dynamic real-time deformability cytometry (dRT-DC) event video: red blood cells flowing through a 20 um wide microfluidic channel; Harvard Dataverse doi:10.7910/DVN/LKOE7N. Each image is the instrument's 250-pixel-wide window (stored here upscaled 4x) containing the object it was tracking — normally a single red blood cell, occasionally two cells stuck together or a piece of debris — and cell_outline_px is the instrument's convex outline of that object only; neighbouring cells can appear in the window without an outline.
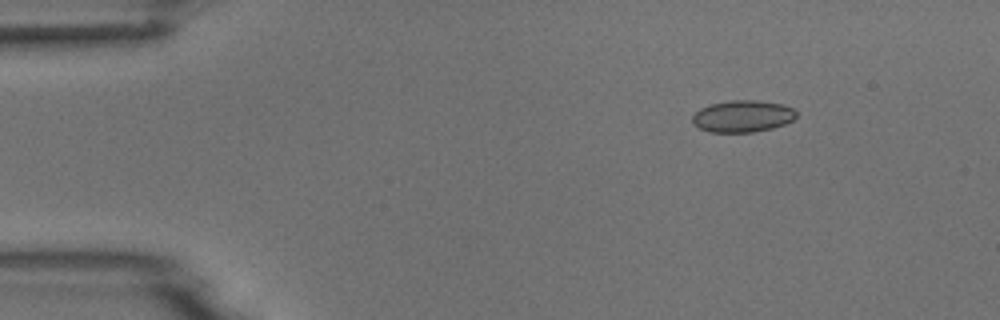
{"species": "common noctule bat (a hibernating species)", "species_latin": "Nyctalus noctula", "temperature_condition": "room temperature", "stored_images_in_passage": 6, "camera_frame_rate_fps": 3000, "um_per_image_px": 0.085, "animal": {"sex": "male", "body_mass_g": 18.8}, "frame": {"image": 1, "passage_image": 3, "time_ms": 2.333, "image_size_px": [1000, 320], "cell_outline_px": [[796, 116], [792, 120], [784, 124], [772, 128], [752, 132], [708, 132], [692, 124], [692, 116], [700, 108], [708, 104], [732, 100], [756, 100], [780, 104], [792, 108], [796, 112]], "centroid_in_image_um": [63.07, 9.88], "position_along_channel_um": 21.9, "area_um2": 19.25}}
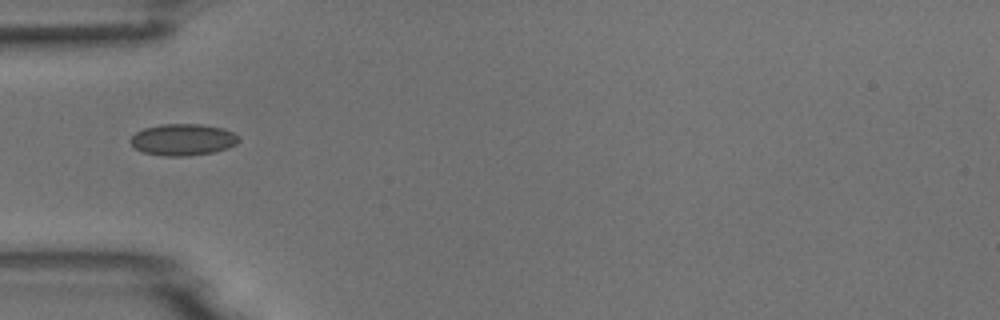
{"frame": {"image": 2, "passage_image": 6, "time_ms": 5.667, "image_size_px": [1000, 320], "cell_outline_px": [[240, 140], [236, 144], [228, 148], [216, 152], [188, 156], [164, 156], [144, 152], [136, 148], [128, 140], [136, 132], [144, 128], [160, 124], [200, 124], [224, 128], [240, 136]], "centroid_in_image_um": [15.58, 11.87], "position_along_channel_um": 69.4, "area_um2": 20.11}}